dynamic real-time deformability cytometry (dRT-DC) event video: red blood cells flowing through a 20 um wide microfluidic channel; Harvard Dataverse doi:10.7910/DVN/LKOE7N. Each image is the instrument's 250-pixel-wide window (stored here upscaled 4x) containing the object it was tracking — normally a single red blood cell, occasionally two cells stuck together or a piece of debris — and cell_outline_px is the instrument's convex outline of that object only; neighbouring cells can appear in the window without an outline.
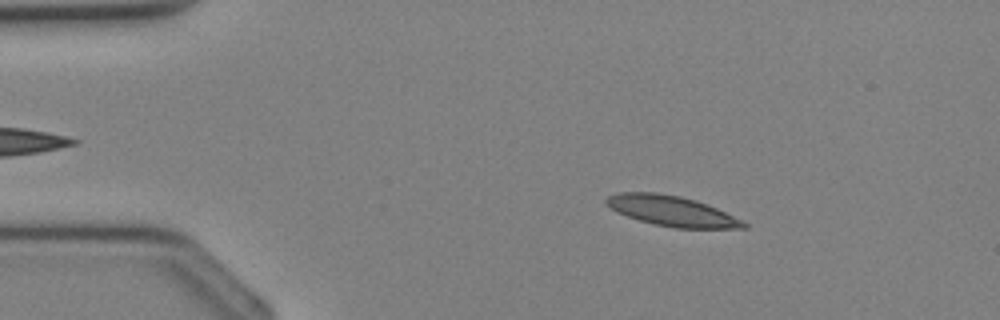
{"species": "Egyptian fruit bat (a non-hibernating species)", "species_latin": "Rousettus aegyptiacus", "temperature_condition": "cold", "stored_images_in_passage": 31, "camera_frame_rate_fps": 3000, "um_per_image_px": 0.085, "animal": {"sex": "female"}, "frame": {"image": 1, "passage_image": 5, "time_ms": 1.333, "image_size_px": [1000, 320], "cell_outline_px": [[748, 228], [676, 228], [656, 224], [640, 220], [616, 212], [604, 204], [604, 200], [608, 196], [620, 192], [656, 192], [680, 196], [696, 200], [716, 208], [744, 220], [748, 224]], "centroid_in_image_um": [57.1, 17.92], "position_along_channel_um": 27.9, "area_um2": 24.22}}
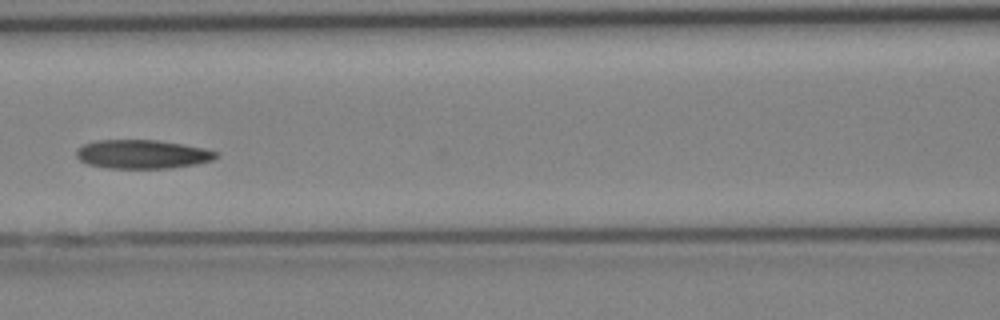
{"frame": {"image": 2, "passage_image": 15, "time_ms": 4.667, "image_size_px": [1000, 320], "cell_outline_px": [[220, 152], [212, 160], [196, 164], [168, 168], [108, 168], [88, 164], [80, 160], [76, 156], [76, 152], [84, 144], [96, 140], [160, 140], [184, 144], [204, 148]], "centroid_in_image_um": [12.12, 13.1], "position_along_channel_um": 154.5, "area_um2": 23.41}}
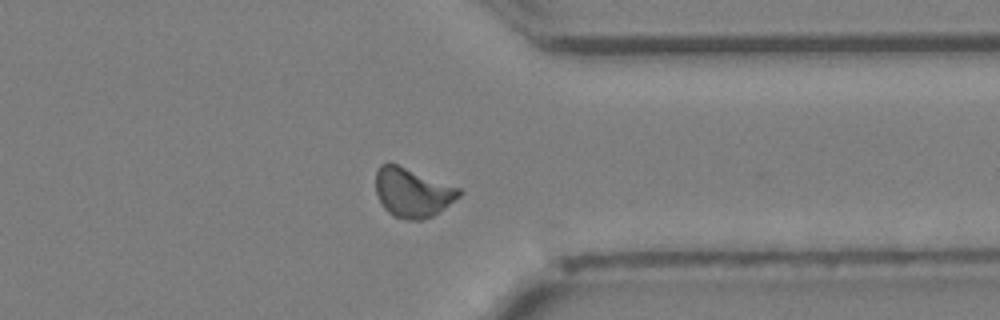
{"frame": {"image": 3, "passage_image": 27, "time_ms": 8.667, "image_size_px": [1000, 320], "cell_outline_px": [[464, 192], [460, 196], [444, 208], [432, 216], [420, 220], [404, 220], [392, 216], [384, 208], [376, 192], [376, 168], [380, 164], [388, 160], [460, 188]], "centroid_in_image_um": [35.03, 16.34], "position_along_channel_um": 376.4, "area_um2": 24.22}}